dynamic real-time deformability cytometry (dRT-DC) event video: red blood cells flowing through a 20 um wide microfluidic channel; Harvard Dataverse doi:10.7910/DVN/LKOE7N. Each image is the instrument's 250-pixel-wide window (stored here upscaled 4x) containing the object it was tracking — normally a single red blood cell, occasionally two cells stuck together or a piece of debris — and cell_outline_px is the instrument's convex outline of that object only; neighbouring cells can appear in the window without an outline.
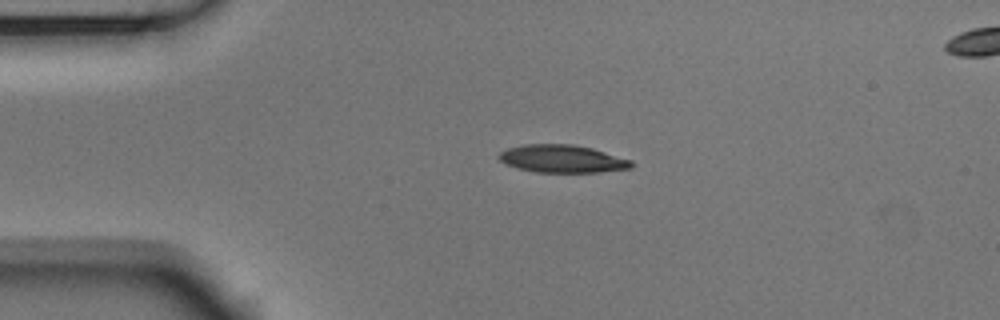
{"species": "Egyptian fruit bat (a non-hibernating species)", "species_latin": "Rousettus aegyptiacus", "temperature_condition": "room temperature", "stored_images_in_passage": 41, "camera_frame_rate_fps": 3000, "um_per_image_px": 0.085, "animal": {"sex": "male"}, "frame": {"image": 1, "passage_image": 1, "time_ms": 0.0, "image_size_px": [1000, 320], "cell_outline_px": [[632, 168], [600, 172], [536, 172], [516, 168], [500, 160], [496, 156], [500, 152], [508, 148], [524, 144], [572, 144], [592, 148], [632, 160]], "centroid_in_image_um": [47.78, 13.49], "position_along_channel_um": 37.2, "area_um2": 21.39}}
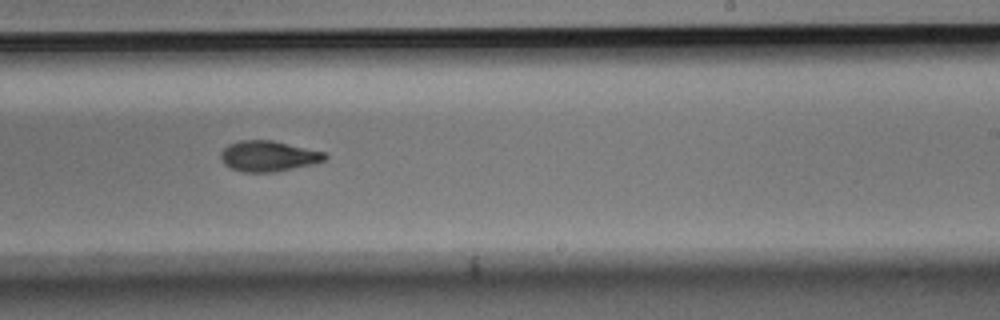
{"frame": {"image": 2, "passage_image": 20, "time_ms": 6.333, "image_size_px": [1000, 320], "cell_outline_px": [[328, 156], [324, 160], [312, 164], [276, 172], [244, 172], [228, 168], [224, 164], [220, 156], [220, 152], [228, 144], [240, 140], [272, 140], [324, 152]], "centroid_in_image_um": [22.77, 13.27], "position_along_channel_um": 266.2, "area_um2": 18.61}}
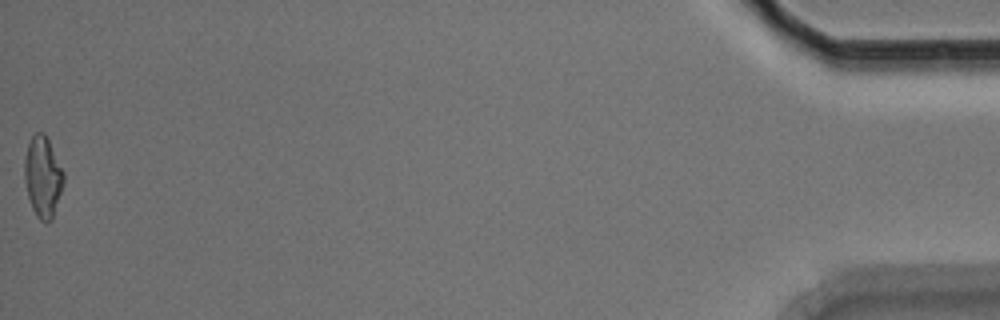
{"frame": {"image": 3, "passage_image": 41, "time_ms": 13.333, "image_size_px": [1000, 320], "cell_outline_px": [[64, 184], [52, 220], [48, 224], [40, 220], [36, 216], [32, 208], [28, 196], [24, 180], [24, 156], [28, 144], [32, 136], [36, 132], [44, 132], [64, 172]], "centroid_in_image_um": [3.64, 15.06], "position_along_channel_um": 431.6, "area_um2": 18.61}, "authors_computed_cell_mechanics": {"area_um2": 19.074, "velocity_mm_per_s": 3.7772, "shape_relaxation_time_tau1_ms": null, "shape_relaxation_time_tau2_ms": 1.5094, "deformation_change_tau1": null, "deformation_change_tau2": 0.0685}}